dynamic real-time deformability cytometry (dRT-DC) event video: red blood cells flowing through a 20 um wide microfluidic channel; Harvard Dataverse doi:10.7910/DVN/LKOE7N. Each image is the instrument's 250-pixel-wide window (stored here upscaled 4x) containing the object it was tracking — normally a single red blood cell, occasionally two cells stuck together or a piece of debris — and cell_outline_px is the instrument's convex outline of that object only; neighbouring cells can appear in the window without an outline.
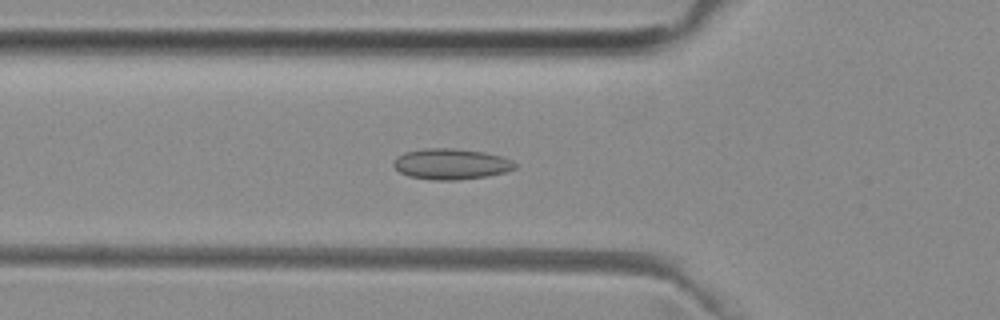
{"species": "common noctule bat (a hibernating species)", "species_latin": "Nyctalus noctula", "temperature_condition": "room temperature", "stored_images_in_passage": 51, "camera_frame_rate_fps": 3000, "um_per_image_px": 0.085, "animal": {"sex": "female", "body_mass_g": 29.2, "forearm_length_mm": 56.3}, "frame": {"image": 1, "passage_image": 17, "time_ms": 5.333, "image_size_px": [1000, 320], "cell_outline_px": [[516, 168], [504, 172], [488, 176], [460, 180], [432, 180], [408, 176], [400, 172], [392, 164], [396, 156], [404, 152], [424, 148], [456, 148], [484, 152], [500, 156], [512, 160], [516, 164]], "centroid_in_image_um": [38.32, 13.94], "position_along_channel_um": 87.5, "area_um2": 21.96}}
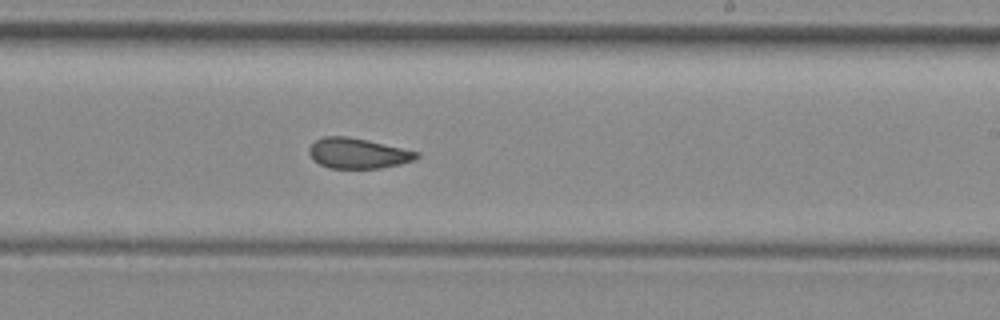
{"frame": {"image": 2, "passage_image": 30, "time_ms": 9.667, "image_size_px": [1000, 320], "cell_outline_px": [[420, 156], [412, 160], [400, 164], [380, 168], [328, 168], [312, 160], [308, 152], [308, 148], [316, 140], [324, 136], [348, 136], [368, 140], [420, 152]], "centroid_in_image_um": [30.39, 13.03], "position_along_channel_um": 258.6, "area_um2": 19.07}}
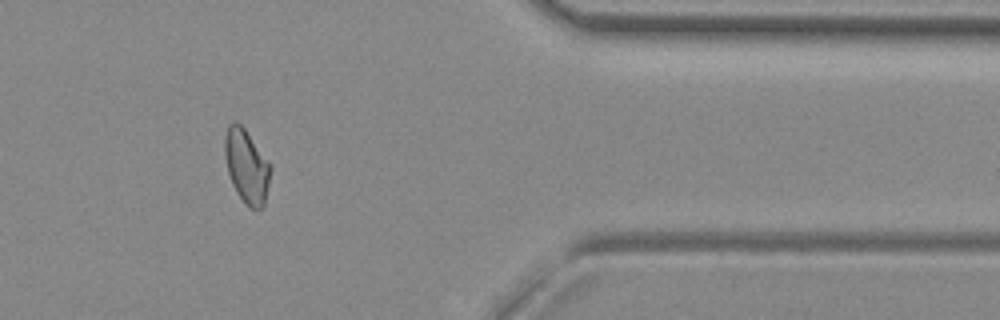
{"frame": {"image": 3, "passage_image": 42, "time_ms": 13.667, "image_size_px": [1000, 320], "cell_outline_px": [[272, 168], [264, 208], [248, 208], [244, 204], [236, 192], [232, 184], [228, 172], [224, 152], [224, 136], [228, 124], [232, 120], [236, 120], [244, 128], [272, 164]], "centroid_in_image_um": [20.97, 14.12], "position_along_channel_um": 390.4, "area_um2": 20.11}, "authors_computed_cell_mechanics": {"area_um2": 20.1144, "velocity_mm_per_s": 3.9473, "shape_relaxation_time_tau1_ms": null, "shape_relaxation_time_tau2_ms": 1.6823, "deformation_change_tau1": null, "deformation_change_tau2": 0.08}}